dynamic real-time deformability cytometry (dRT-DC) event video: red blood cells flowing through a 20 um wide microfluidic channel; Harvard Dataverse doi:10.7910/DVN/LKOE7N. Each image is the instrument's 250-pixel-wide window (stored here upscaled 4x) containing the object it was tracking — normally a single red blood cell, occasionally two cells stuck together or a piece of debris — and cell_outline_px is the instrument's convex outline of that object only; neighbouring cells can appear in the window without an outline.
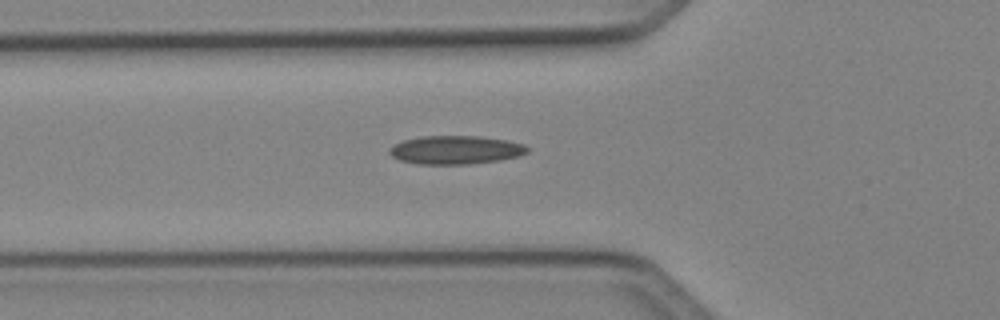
{"species": "Egyptian fruit bat (a non-hibernating species)", "species_latin": "Rousettus aegyptiacus", "temperature_condition": "cold", "stored_images_in_passage": 35, "camera_frame_rate_fps": 3000, "um_per_image_px": 0.085, "animal": {"sex": "female"}, "frame": {"image": 1, "passage_image": 3, "time_ms": 0.667, "image_size_px": [1000, 320], "cell_outline_px": [[528, 152], [520, 156], [500, 160], [468, 164], [420, 164], [400, 160], [392, 156], [388, 152], [388, 148], [404, 140], [424, 136], [480, 136], [508, 140], [524, 144], [528, 148]], "centroid_in_image_um": [38.75, 12.74], "position_along_channel_um": 87.0, "area_um2": 22.89}}
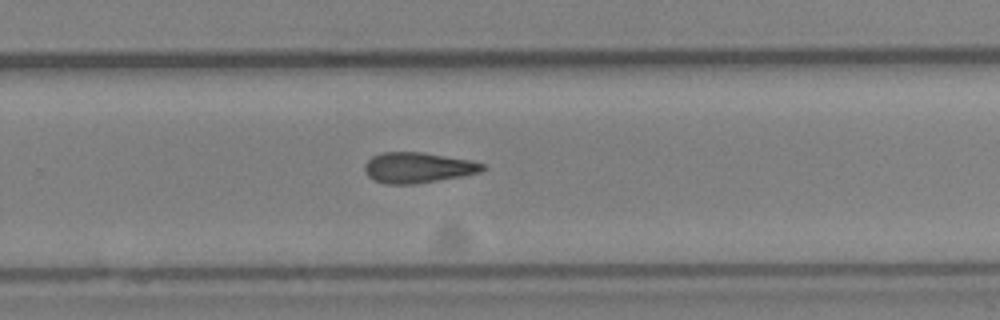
{"frame": {"image": 2, "passage_image": 18, "time_ms": 5.667, "image_size_px": [1000, 320], "cell_outline_px": [[488, 168], [480, 172], [460, 176], [416, 184], [384, 184], [372, 180], [364, 172], [364, 164], [372, 156], [380, 152], [420, 152], [468, 160], [484, 164]], "centroid_in_image_um": [35.46, 14.26], "position_along_channel_um": 294.3, "area_um2": 20.98}}
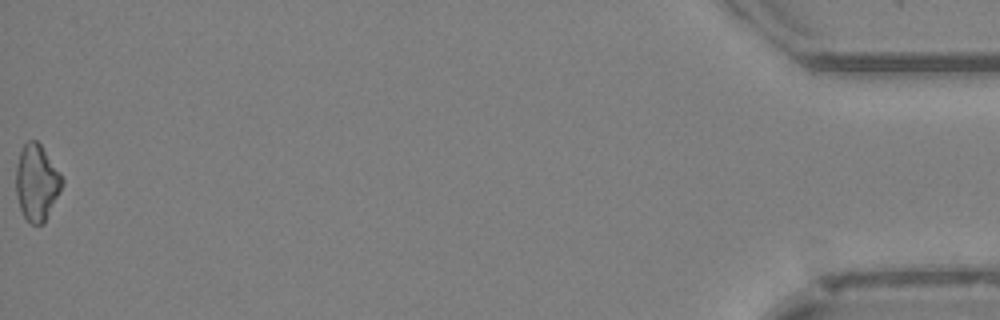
{"frame": {"image": 3, "passage_image": 35, "time_ms": 11.333, "image_size_px": [1000, 320], "cell_outline_px": [[64, 184], [44, 224], [32, 224], [24, 216], [20, 208], [16, 196], [16, 164], [20, 152], [24, 144], [28, 140], [36, 140], [40, 144], [60, 172], [64, 180]], "centroid_in_image_um": [3.13, 15.52], "position_along_channel_um": 432.1, "area_um2": 20.52}}